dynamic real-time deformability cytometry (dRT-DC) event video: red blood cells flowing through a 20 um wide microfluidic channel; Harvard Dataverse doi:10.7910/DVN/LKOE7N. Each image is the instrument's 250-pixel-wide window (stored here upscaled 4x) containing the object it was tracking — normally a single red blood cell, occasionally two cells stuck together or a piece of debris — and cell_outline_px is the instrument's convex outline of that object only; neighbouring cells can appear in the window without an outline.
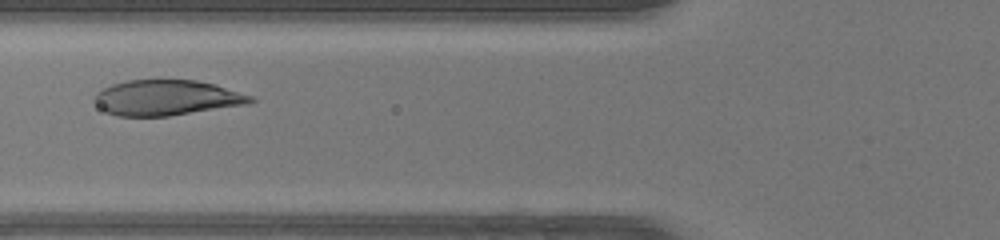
{"species": "human", "species_latin": "Homo sapiens", "temperature_condition": "warm", "stored_images_in_passage": 31, "camera_frame_rate_fps": 3000, "um_per_image_px": 0.085, "donor": {"sex": "female"}, "frame": {"image": 1, "passage_image": 10, "time_ms": 3.0, "image_size_px": [1000, 240], "cell_outline_px": [[256, 100], [248, 104], [168, 116], [116, 116], [100, 108], [92, 100], [96, 92], [112, 84], [128, 80], [196, 80], [216, 84], [252, 96]], "centroid_in_image_um": [14.15, 8.3], "position_along_channel_um": 111.7, "area_um2": 32.19}}
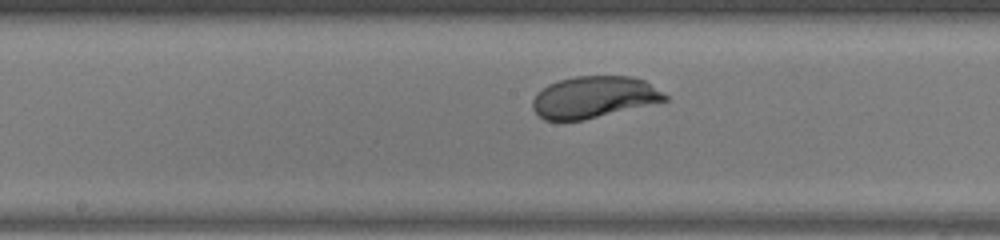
{"frame": {"image": 2, "passage_image": 16, "time_ms": 5.0, "image_size_px": [1000, 240], "cell_outline_px": [[668, 100], [584, 120], [544, 120], [532, 108], [532, 100], [536, 92], [548, 84], [560, 80], [576, 76], [632, 76], [644, 80], [668, 96]], "centroid_in_image_um": [50.45, 8.25], "position_along_channel_um": 197.7, "area_um2": 32.02}}
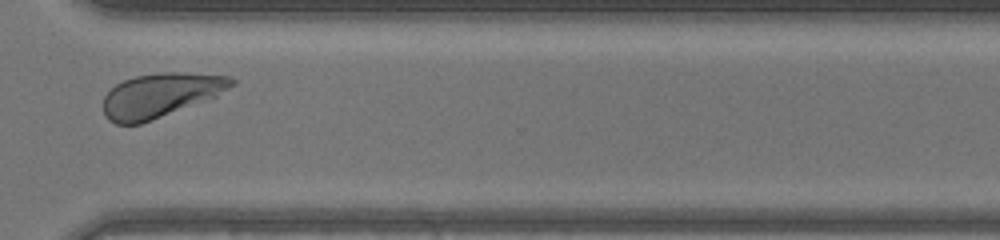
{"frame": {"image": 3, "passage_image": 27, "time_ms": 8.667, "image_size_px": [1000, 240], "cell_outline_px": [[236, 84], [216, 96], [152, 120], [140, 124], [116, 124], [108, 120], [104, 116], [104, 96], [116, 84], [124, 80], [136, 76], [160, 72], [184, 72], [232, 76], [236, 80]], "centroid_in_image_um": [13.66, 8.08], "position_along_channel_um": 356.9, "area_um2": 32.95}, "authors_computed_cell_mechanics": {"area_um2": 32.8882, "velocity_mm_per_s": 4.3217, "shape_relaxation_time_tau1_ms": 1.9317, "shape_relaxation_time_tau2_ms": null, "deformation_change_tau1": 0.1374, "deformation_change_tau2": null}}